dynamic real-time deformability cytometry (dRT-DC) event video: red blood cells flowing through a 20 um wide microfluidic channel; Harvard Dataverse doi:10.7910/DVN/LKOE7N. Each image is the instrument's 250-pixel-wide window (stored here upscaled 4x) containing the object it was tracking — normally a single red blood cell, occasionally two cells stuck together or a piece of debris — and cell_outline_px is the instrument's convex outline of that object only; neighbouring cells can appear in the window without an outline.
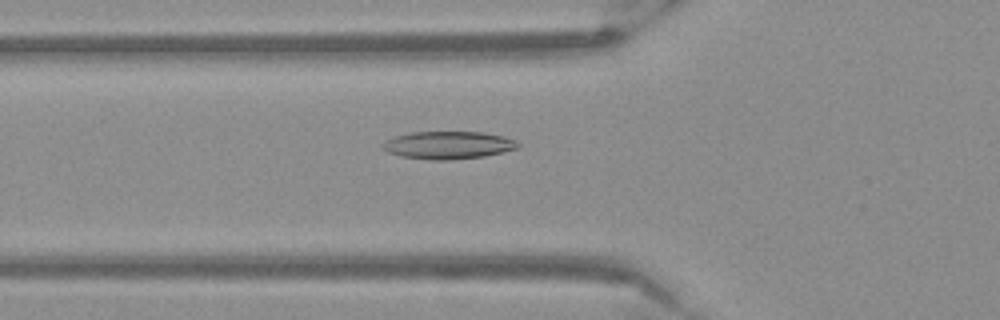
{"species": "Egyptian fruit bat (a non-hibernating species)", "species_latin": "Rousettus aegyptiacus", "temperature_condition": "warm", "stored_images_in_passage": 52, "camera_frame_rate_fps": 3000, "um_per_image_px": 0.085, "frame": {"image": 1, "passage_image": 18, "time_ms": 5.667, "image_size_px": [1000, 320], "cell_outline_px": [[520, 148], [504, 152], [484, 156], [448, 160], [432, 160], [400, 156], [388, 152], [380, 148], [380, 144], [384, 140], [396, 136], [412, 132], [484, 132], [504, 136], [516, 140], [520, 144]], "centroid_in_image_um": [38.1, 12.33], "position_along_channel_um": 87.7, "area_um2": 22.08}}
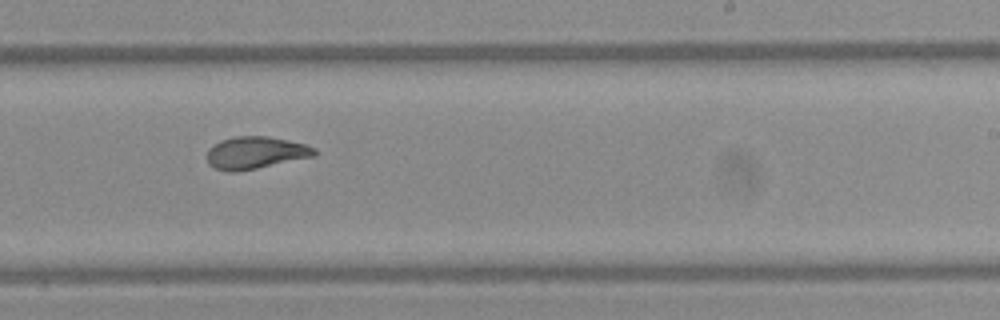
{"frame": {"image": 2, "passage_image": 32, "time_ms": 10.333, "image_size_px": [1000, 320], "cell_outline_px": [[316, 156], [236, 172], [228, 172], [216, 168], [208, 164], [208, 148], [212, 144], [220, 140], [236, 136], [268, 136], [288, 140], [304, 144], [316, 148]], "centroid_in_image_um": [21.71, 12.97], "position_along_channel_um": 267.3, "area_um2": 20.23}}
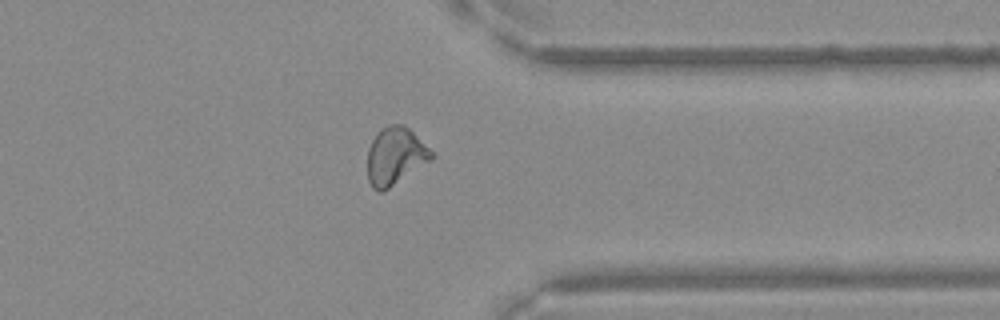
{"frame": {"image": 3, "passage_image": 41, "time_ms": 13.333, "image_size_px": [1000, 320], "cell_outline_px": [[436, 156], [432, 160], [384, 192], [380, 192], [372, 188], [368, 180], [368, 148], [376, 132], [388, 124], [404, 124]], "centroid_in_image_um": [33.58, 13.29], "position_along_channel_um": 377.8, "area_um2": 21.56}}